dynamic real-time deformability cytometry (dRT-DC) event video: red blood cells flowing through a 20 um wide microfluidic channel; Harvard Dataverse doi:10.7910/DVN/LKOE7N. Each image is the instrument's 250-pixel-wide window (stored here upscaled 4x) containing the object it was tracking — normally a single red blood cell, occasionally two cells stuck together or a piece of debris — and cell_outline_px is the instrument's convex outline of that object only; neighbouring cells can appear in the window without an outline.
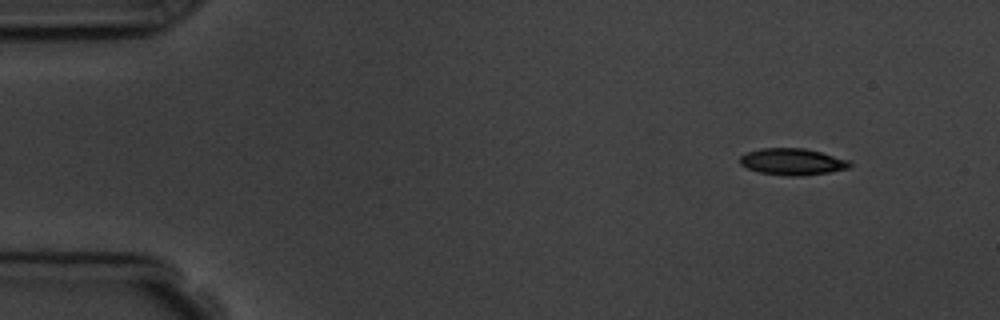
{"species": "common noctule bat (a hibernating species)", "species_latin": "Nyctalus noctula", "temperature_condition": "room temperature", "stored_images_in_passage": 4, "camera_frame_rate_fps": 3000, "um_per_image_px": 0.085, "animal": {"sex": "male", "body_mass_g": 19.5, "forearm_length_mm": 54.6}, "frame": {"image": 1, "passage_image": 1, "time_ms": 0.0, "image_size_px": [1000, 320], "cell_outline_px": [[852, 164], [848, 168], [828, 172], [800, 176], [784, 176], [760, 172], [748, 168], [740, 164], [740, 156], [748, 152], [760, 148], [804, 148], [852, 160]], "centroid_in_image_um": [67.37, 13.74], "position_along_channel_um": 17.6, "area_um2": 17.05}}
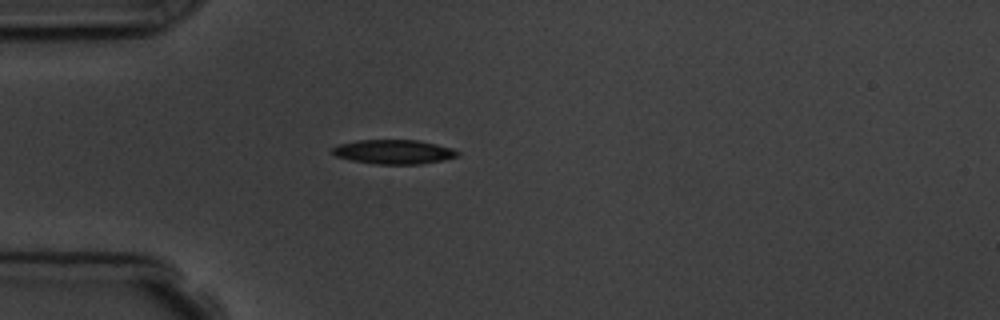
{"frame": {"image": 2, "passage_image": 4, "time_ms": 3.333, "image_size_px": [1000, 320], "cell_outline_px": [[460, 156], [444, 160], [420, 164], [376, 164], [352, 160], [336, 156], [332, 152], [332, 148], [340, 144], [356, 140], [416, 140], [436, 144], [452, 148], [460, 152]], "centroid_in_image_um": [33.51, 12.91], "position_along_channel_um": 51.5, "area_um2": 17.69}}